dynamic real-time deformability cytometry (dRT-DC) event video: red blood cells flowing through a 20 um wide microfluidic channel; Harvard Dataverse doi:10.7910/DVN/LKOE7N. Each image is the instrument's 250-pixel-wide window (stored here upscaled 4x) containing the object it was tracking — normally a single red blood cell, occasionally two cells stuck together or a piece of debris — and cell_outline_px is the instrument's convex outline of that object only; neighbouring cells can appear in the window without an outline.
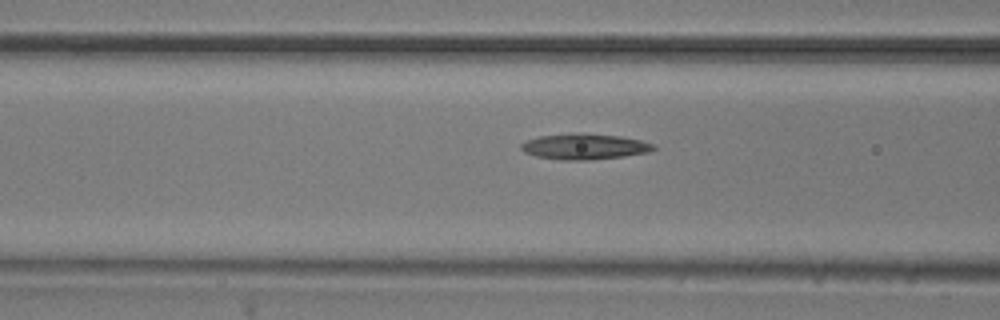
{"species": "common noctule bat (a hibernating species)", "species_latin": "Nyctalus noctula", "temperature_condition": "room temperature", "stored_images_in_passage": 6, "segment_of_instrument_passage": [2, 2], "camera_frame_rate_fps": 3000, "um_per_image_px": 0.085, "animal": {"sex": "male", "body_mass_g": 20.5, "forearm_length_mm": 52.5}, "frame": {"image": 1, "passage_image": 6, "time_ms": 5.667, "image_size_px": [1000, 320], "cell_outline_px": [[656, 148], [648, 152], [624, 156], [588, 160], [560, 160], [536, 156], [524, 152], [520, 148], [520, 144], [528, 140], [540, 136], [572, 132], [580, 132], [620, 136], [640, 140], [656, 144]], "centroid_in_image_um": [49.68, 12.44], "position_along_channel_um": 116.9, "area_um2": 20.06}}